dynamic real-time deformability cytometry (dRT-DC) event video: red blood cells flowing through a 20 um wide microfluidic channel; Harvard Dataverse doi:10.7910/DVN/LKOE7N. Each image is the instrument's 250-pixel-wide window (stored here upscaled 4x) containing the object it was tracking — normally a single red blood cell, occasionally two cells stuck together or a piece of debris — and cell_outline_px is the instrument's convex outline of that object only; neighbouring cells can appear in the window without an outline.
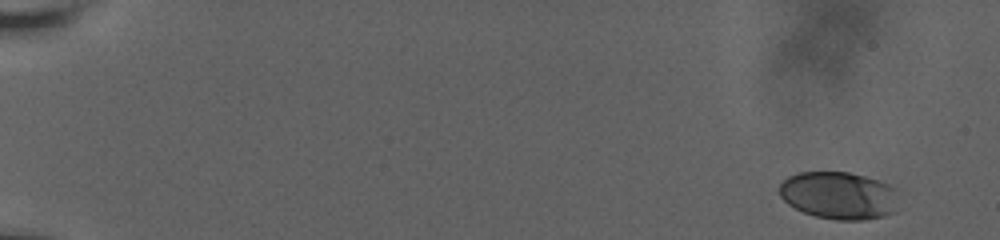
{"species": "human", "species_latin": "Homo sapiens", "temperature_condition": "room temperature", "stored_images_in_passage": 57, "camera_frame_rate_fps": 3000, "um_per_image_px": 0.085, "donor": {"sex": "male"}, "frame": {"image": 1, "passage_image": 1, "time_ms": 0.0, "image_size_px": [1000, 240], "cell_outline_px": [[896, 212], [884, 216], [864, 220], [836, 220], [816, 216], [804, 212], [788, 204], [780, 196], [780, 184], [788, 176], [800, 172], [848, 172], [864, 176], [888, 184], [896, 188]], "centroid_in_image_um": [71.31, 16.62], "position_along_channel_um": 13.7, "area_um2": 33.0}}
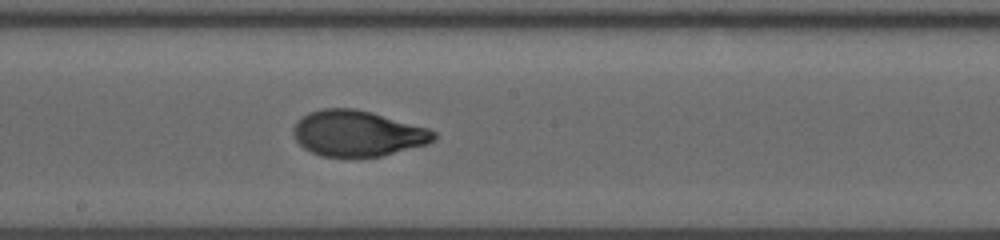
{"frame": {"image": 2, "passage_image": 33, "time_ms": 10.667, "image_size_px": [1000, 240], "cell_outline_px": [[436, 140], [428, 144], [380, 156], [320, 156], [304, 148], [296, 140], [292, 132], [292, 128], [296, 120], [308, 112], [324, 108], [356, 108], [372, 112], [428, 128], [436, 132]], "centroid_in_image_um": [30.38, 11.32], "position_along_channel_um": 217.8, "area_um2": 37.57}}
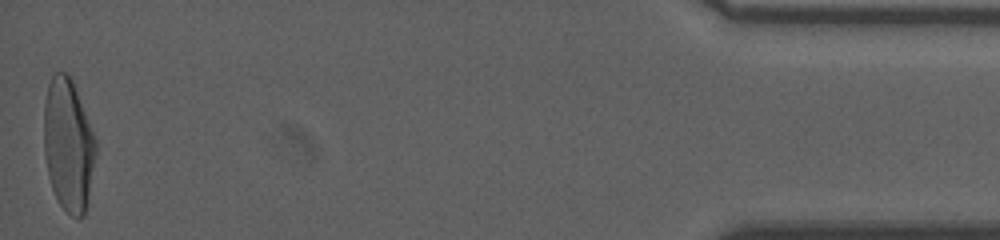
{"frame": {"image": 3, "passage_image": 57, "time_ms": 18.667, "image_size_px": [1000, 240], "cell_outline_px": [[96, 152], [84, 216], [72, 216], [60, 204], [52, 188], [48, 176], [44, 156], [44, 104], [48, 84], [52, 76], [56, 72], [64, 72], [72, 80], [96, 140]], "centroid_in_image_um": [5.78, 12.3], "position_along_channel_um": 429.4, "area_um2": 39.48}, "authors_computed_cell_mechanics": {"area_um2": 37.3966, "velocity_mm_per_s": 3.6659, "shape_relaxation_time_tau1_ms": 5.1485, "shape_relaxation_time_tau2_ms": 0.8264, "deformation_change_tau1": 0.215, "deformation_change_tau2": 0.0573}}